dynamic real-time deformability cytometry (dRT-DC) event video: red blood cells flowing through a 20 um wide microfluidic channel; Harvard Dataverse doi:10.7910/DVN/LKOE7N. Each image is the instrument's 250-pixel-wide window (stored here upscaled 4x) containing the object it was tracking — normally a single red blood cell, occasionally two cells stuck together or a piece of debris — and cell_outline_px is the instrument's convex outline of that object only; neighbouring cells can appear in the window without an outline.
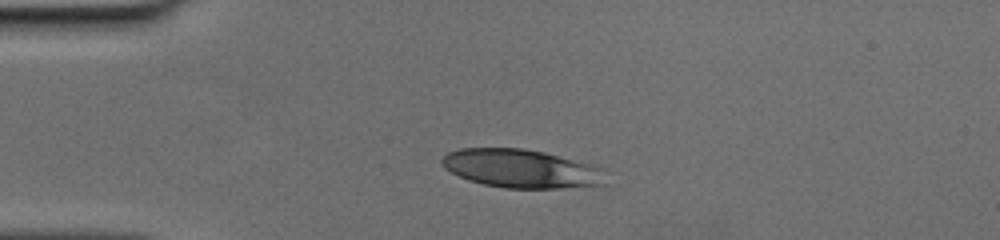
{"species": "human", "species_latin": "Homo sapiens", "temperature_condition": "cold", "stored_images_in_passage": 30, "camera_frame_rate_fps": 3000, "um_per_image_px": 0.085, "donor": {"sex": "female"}, "frame": {"image": 1, "passage_image": 1, "time_ms": 0.0, "image_size_px": [1000, 240], "cell_outline_px": [[608, 184], [560, 188], [504, 188], [484, 184], [468, 180], [444, 168], [440, 164], [440, 160], [448, 152], [460, 148], [524, 148], [544, 152], [592, 164], [600, 168]], "centroid_in_image_um": [44.28, 14.33], "position_along_channel_um": 40.7, "area_um2": 36.76}}
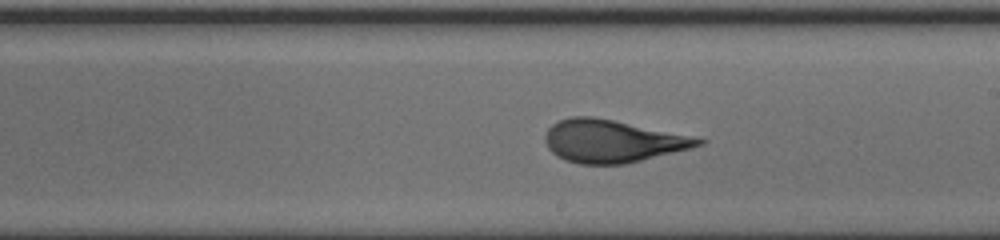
{"frame": {"image": 2, "passage_image": 17, "time_ms": 5.333, "image_size_px": [1000, 240], "cell_outline_px": [[708, 140], [704, 144], [692, 148], [624, 164], [580, 164], [564, 160], [556, 156], [548, 148], [544, 140], [544, 136], [548, 128], [552, 124], [560, 120], [572, 116], [592, 116], [612, 120]], "centroid_in_image_um": [51.99, 12.0], "position_along_channel_um": 237.0, "area_um2": 37.63}}
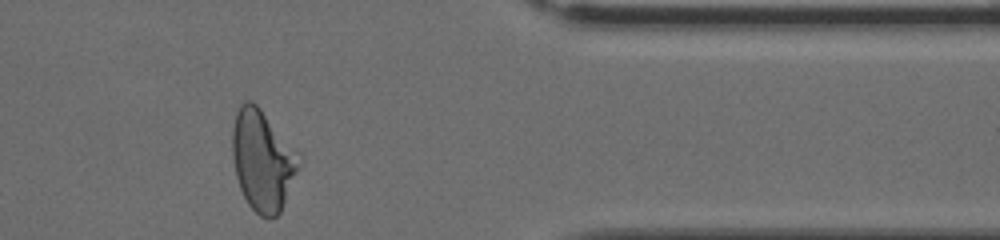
{"frame": {"image": 3, "passage_image": 29, "time_ms": 9.333, "image_size_px": [1000, 240], "cell_outline_px": [[300, 164], [280, 212], [276, 216], [268, 220], [260, 216], [248, 204], [240, 188], [236, 176], [232, 156], [232, 128], [236, 112], [240, 104], [244, 100], [252, 100], [260, 108], [300, 152]], "centroid_in_image_um": [22.31, 13.61], "position_along_channel_um": 389.1, "area_um2": 39.25}}